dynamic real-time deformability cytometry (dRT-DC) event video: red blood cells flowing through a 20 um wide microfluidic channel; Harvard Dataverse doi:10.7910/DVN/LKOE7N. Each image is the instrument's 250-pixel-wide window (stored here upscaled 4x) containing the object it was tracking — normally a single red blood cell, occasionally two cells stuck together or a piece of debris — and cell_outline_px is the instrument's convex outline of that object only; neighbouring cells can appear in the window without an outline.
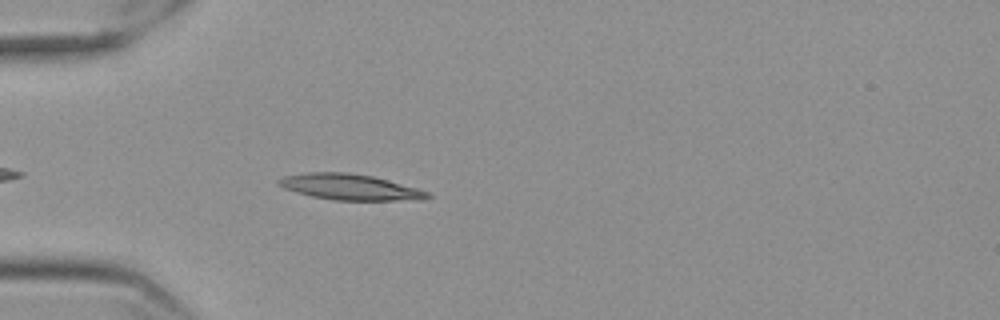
{"species": "Egyptian fruit bat (a non-hibernating species)", "species_latin": "Rousettus aegyptiacus", "temperature_condition": "cold", "stored_images_in_passage": 19, "camera_frame_rate_fps": 3000, "um_per_image_px": 0.085, "frame": {"image": 1, "passage_image": 1, "time_ms": 0.0, "image_size_px": [1000, 320], "cell_outline_px": [[432, 196], [424, 200], [332, 200], [312, 196], [296, 192], [284, 188], [276, 184], [276, 180], [284, 176], [308, 172], [348, 172], [372, 176], [388, 180], [416, 188], [428, 192]], "centroid_in_image_um": [29.72, 15.9], "position_along_channel_um": 55.3, "area_um2": 22.43}}
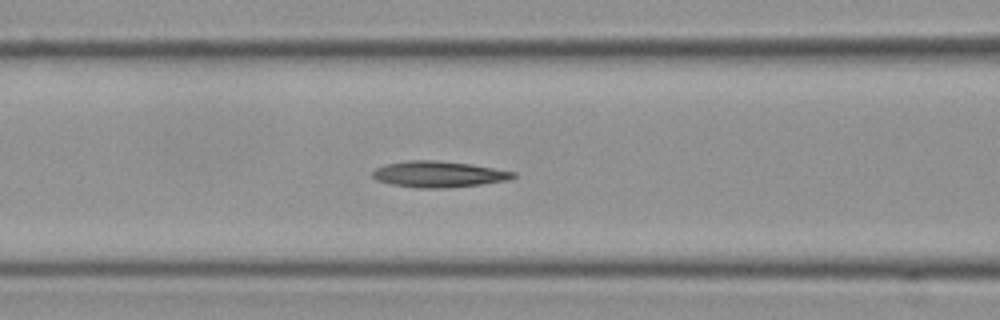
{"frame": {"image": 2, "passage_image": 8, "time_ms": 2.333, "image_size_px": [1000, 320], "cell_outline_px": [[516, 176], [508, 180], [480, 184], [448, 188], [420, 188], [392, 184], [376, 180], [372, 176], [372, 172], [376, 168], [384, 164], [404, 160], [436, 160], [468, 164], [516, 172]], "centroid_in_image_um": [37.24, 14.8], "position_along_channel_um": 129.4, "area_um2": 21.33}}
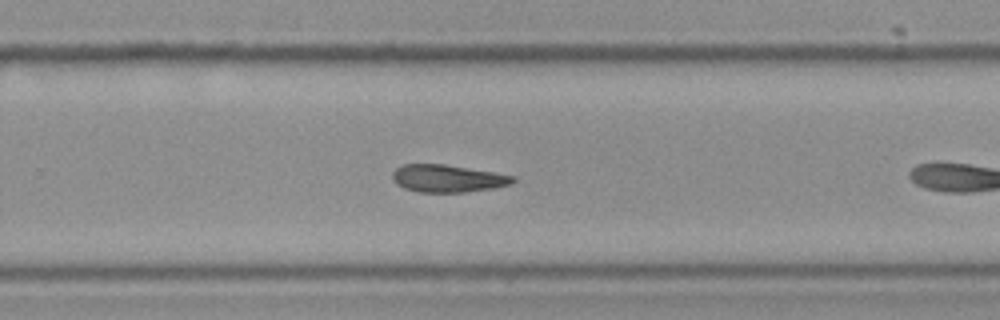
{"frame": {"image": 3, "passage_image": 18, "time_ms": 5.667, "image_size_px": [1000, 320], "cell_outline_px": [[516, 180], [512, 184], [492, 188], [464, 192], [420, 192], [404, 188], [396, 184], [392, 180], [392, 172], [400, 164], [444, 164], [516, 176]], "centroid_in_image_um": [38.02, 15.16], "position_along_channel_um": 291.8, "area_um2": 19.31}}